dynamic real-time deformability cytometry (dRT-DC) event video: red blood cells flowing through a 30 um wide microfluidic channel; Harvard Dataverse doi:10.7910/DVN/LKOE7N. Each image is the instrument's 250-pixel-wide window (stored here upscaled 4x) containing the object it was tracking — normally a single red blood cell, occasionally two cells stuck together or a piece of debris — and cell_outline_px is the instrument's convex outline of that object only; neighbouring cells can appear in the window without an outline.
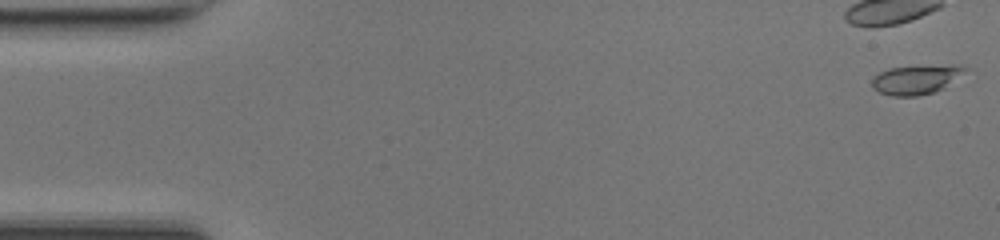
{"species": "common noctule bat (a hibernating species)", "species_latin": "Nyctalus noctula", "temperature_condition": "room temperature", "stored_images_in_passage": 49, "camera_frame_rate_fps": 3000, "um_per_image_px": 0.085, "animal": {"sex": "female", "body_mass_g": 17.0, "forearm_length_mm": 48.0}, "frame": {"image": 1, "passage_image": 1, "time_ms": 0.0, "image_size_px": [1000, 240], "cell_outline_px": [[968, 68], [944, 88], [932, 92], [916, 96], [892, 96], [880, 92], [872, 88], [872, 80], [880, 72], [888, 68], [952, 64], [964, 64]], "centroid_in_image_um": [77.89, 6.74], "position_along_channel_um": 7.1, "area_um2": 15.78}}